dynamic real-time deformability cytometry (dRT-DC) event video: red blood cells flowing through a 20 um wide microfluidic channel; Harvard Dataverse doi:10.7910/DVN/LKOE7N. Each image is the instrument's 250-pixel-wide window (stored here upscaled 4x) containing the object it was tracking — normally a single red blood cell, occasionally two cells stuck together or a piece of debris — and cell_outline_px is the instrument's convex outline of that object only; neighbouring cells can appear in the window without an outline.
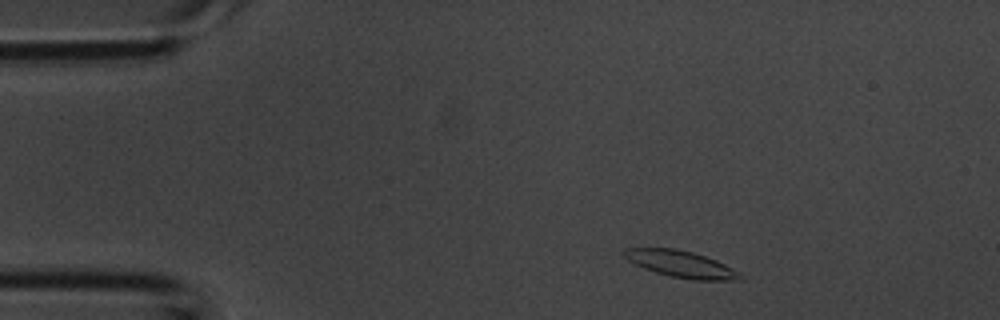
{"species": "common noctule bat (a hibernating species)", "species_latin": "Nyctalus noctula", "temperature_condition": "room temperature", "stored_images_in_passage": 2, "camera_frame_rate_fps": 3000, "um_per_image_px": 0.085, "animal": {"sex": "male", "body_mass_g": 20.1, "forearm_length_mm": 53.5}, "frame": {"image": 1, "passage_image": 1, "time_ms": 0.0, "image_size_px": [1000, 320], "cell_outline_px": [[744, 276], [740, 280], [692, 280], [672, 276], [656, 272], [644, 268], [628, 260], [620, 252], [624, 248], [676, 248], [692, 252], [716, 260], [740, 272]], "centroid_in_image_um": [57.88, 22.44], "position_along_channel_um": 27.1, "area_um2": 17.98}}